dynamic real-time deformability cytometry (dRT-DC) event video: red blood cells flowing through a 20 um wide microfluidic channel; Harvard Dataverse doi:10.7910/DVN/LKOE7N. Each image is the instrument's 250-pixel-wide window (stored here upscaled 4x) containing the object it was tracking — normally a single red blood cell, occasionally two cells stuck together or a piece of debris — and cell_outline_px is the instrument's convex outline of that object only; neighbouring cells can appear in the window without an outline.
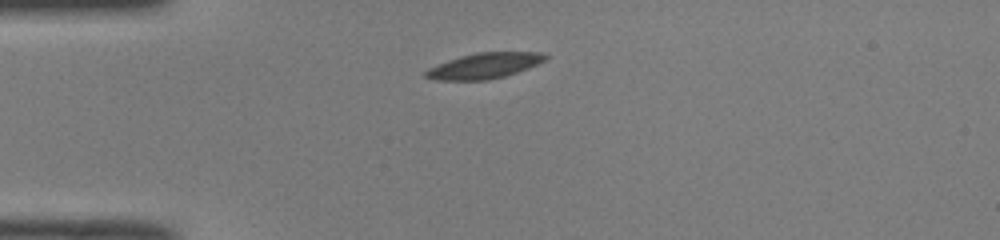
{"species": "common noctule bat (a hibernating species)", "species_latin": "Nyctalus noctula", "temperature_condition": "room temperature", "stored_images_in_passage": 41, "camera_frame_rate_fps": 3000, "um_per_image_px": 0.085, "animal": {"sex": "male", "body_mass_g": 19.0, "forearm_length_mm": 50.8}, "frame": {"image": 1, "passage_image": 1, "time_ms": 0.0, "image_size_px": [1000, 240], "cell_outline_px": [[548, 56], [544, 60], [528, 68], [504, 76], [488, 80], [436, 80], [424, 76], [424, 72], [428, 68], [448, 60], [460, 56], [476, 52], [544, 52]], "centroid_in_image_um": [41.14, 5.58], "position_along_channel_um": 43.9, "area_um2": 17.74}}
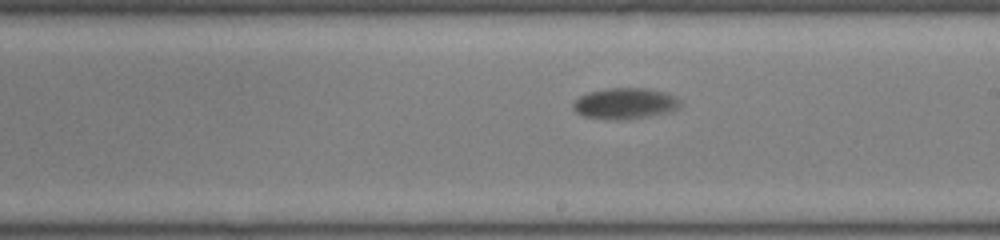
{"frame": {"image": 2, "passage_image": 18, "time_ms": 5.667, "image_size_px": [1000, 240], "cell_outline_px": [[684, 104], [680, 108], [672, 112], [624, 120], [616, 120], [584, 116], [576, 112], [572, 108], [572, 104], [580, 96], [588, 92], [604, 88], [648, 88], [664, 92], [680, 100]], "centroid_in_image_um": [53.16, 8.79], "position_along_channel_um": 235.8, "area_um2": 19.59}}
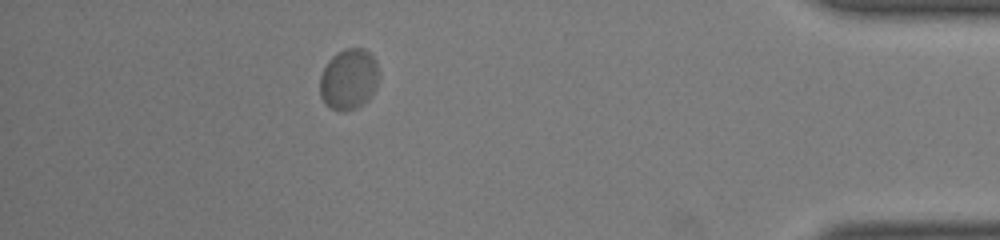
{"frame": {"image": 3, "passage_image": 35, "time_ms": 11.333, "image_size_px": [1000, 240], "cell_outline_px": [[380, 76], [376, 88], [368, 100], [364, 104], [356, 108], [344, 112], [328, 108], [324, 104], [320, 96], [320, 76], [328, 60], [336, 52], [344, 48], [364, 48], [376, 60]], "centroid_in_image_um": [29.65, 6.74], "position_along_channel_um": 405.6, "area_um2": 21.44}, "authors_computed_cell_mechanics": {"area_um2": 19.5942, "velocity_mm_per_s": 3.809, "shape_relaxation_time_tau1_ms": 2.4404, "shape_relaxation_time_tau2_ms": null, "deformation_change_tau1": 0.1077, "deformation_change_tau2": null}}